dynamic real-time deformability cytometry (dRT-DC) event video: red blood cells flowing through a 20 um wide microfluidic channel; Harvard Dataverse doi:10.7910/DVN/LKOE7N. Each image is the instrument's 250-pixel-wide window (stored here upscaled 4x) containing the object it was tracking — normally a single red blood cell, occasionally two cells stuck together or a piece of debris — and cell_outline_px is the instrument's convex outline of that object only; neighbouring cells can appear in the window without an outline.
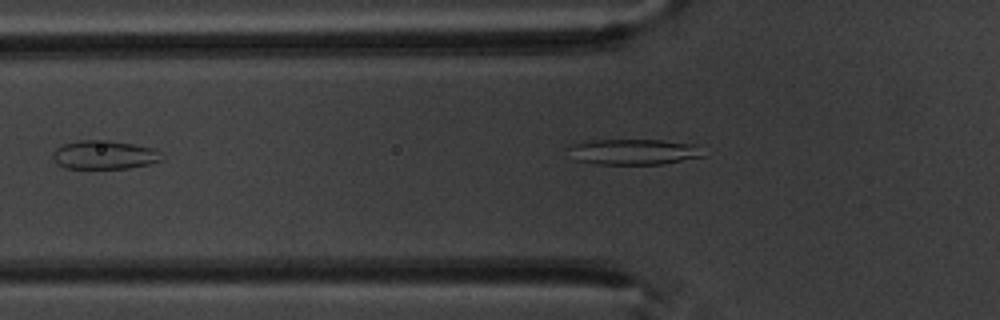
{"species": "common noctule bat (a hibernating species)", "species_latin": "Nyctalus noctula", "temperature_condition": "warm", "stored_images_in_passage": 5, "camera_frame_rate_fps": 3000, "um_per_image_px": 0.085, "animal": {"sex": "male", "body_mass_g": 20.1, "forearm_length_mm": 53.5}, "frame": {"image": 1, "passage_image": 2, "time_ms": 1.333, "image_size_px": [1000, 320], "cell_outline_px": [[708, 156], [664, 164], [596, 164], [576, 160], [564, 148], [572, 144], [592, 140], [660, 140], [696, 144]], "centroid_in_image_um": [53.89, 12.91], "position_along_channel_um": 71.9, "area_um2": 20.52}}
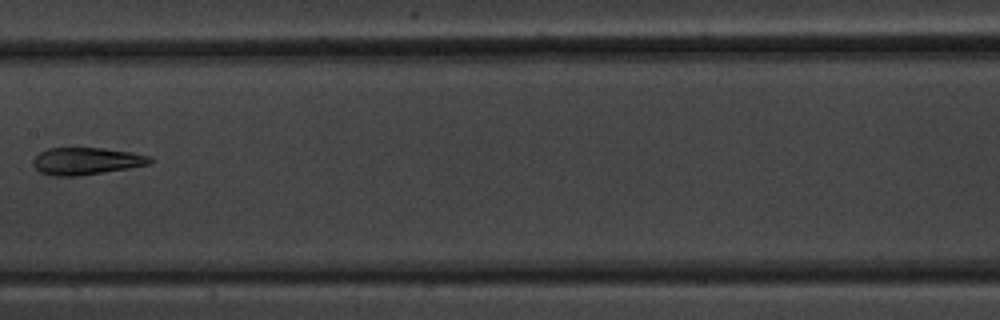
{"frame": {"image": 2, "passage_image": 5, "time_ms": 4.667, "image_size_px": [1000, 320], "cell_outline_px": [[152, 160], [148, 164], [128, 168], [80, 176], [52, 176], [40, 172], [32, 164], [32, 160], [40, 152], [48, 148], [104, 148], [132, 152], [152, 156]], "centroid_in_image_um": [7.32, 13.69], "position_along_channel_um": 200.1, "area_um2": 18.55}}